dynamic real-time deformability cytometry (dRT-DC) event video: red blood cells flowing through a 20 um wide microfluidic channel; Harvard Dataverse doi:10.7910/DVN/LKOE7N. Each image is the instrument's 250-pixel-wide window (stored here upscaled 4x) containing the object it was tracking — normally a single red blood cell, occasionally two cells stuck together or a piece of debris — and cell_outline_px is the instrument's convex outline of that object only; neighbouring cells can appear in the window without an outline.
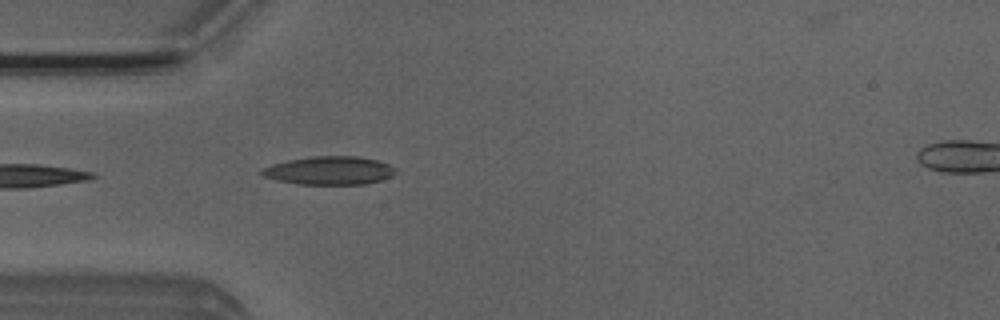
{"species": "Egyptian fruit bat (a non-hibernating species)", "species_latin": "Rousettus aegyptiacus", "temperature_condition": "room temperature", "stored_images_in_passage": 5, "camera_frame_rate_fps": 3000, "um_per_image_px": 0.085, "animal": {"sex": "male"}, "frame": {"image": 1, "passage_image": 4, "time_ms": 1.0, "image_size_px": [1000, 320], "cell_outline_px": [[396, 172], [392, 176], [368, 184], [296, 184], [276, 180], [264, 176], [260, 172], [264, 168], [272, 164], [288, 160], [312, 156], [356, 156], [376, 160], [388, 164], [396, 168]], "centroid_in_image_um": [28.01, 14.5], "position_along_channel_um": 57.0, "area_um2": 22.02}}